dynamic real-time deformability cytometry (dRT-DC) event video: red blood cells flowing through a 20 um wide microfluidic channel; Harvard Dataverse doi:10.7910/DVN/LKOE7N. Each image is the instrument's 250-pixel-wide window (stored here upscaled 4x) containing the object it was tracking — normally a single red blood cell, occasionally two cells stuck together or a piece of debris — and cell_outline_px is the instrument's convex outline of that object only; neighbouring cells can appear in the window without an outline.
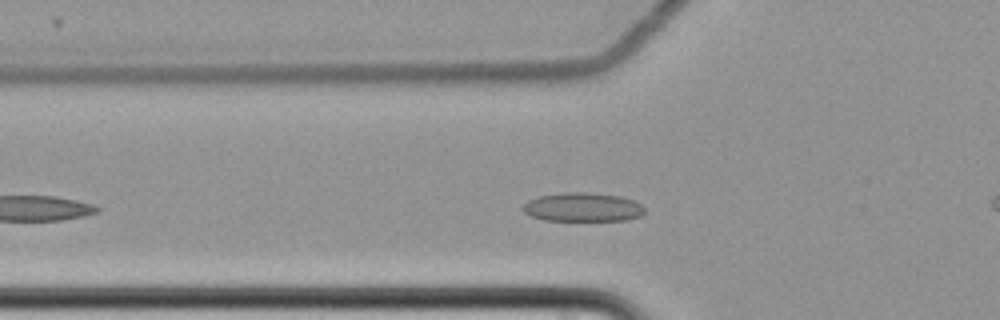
{"species": "common noctule bat (a hibernating species)", "species_latin": "Nyctalus noctula", "temperature_condition": "cold", "stored_images_in_passage": 40, "camera_frame_rate_fps": 3000, "um_per_image_px": 0.085, "animal": {"sex": "female", "body_mass_g": 22.7, "forearm_length_mm": 54.2}, "frame": {"image": 1, "passage_image": 9, "time_ms": 2.667, "image_size_px": [1000, 320], "cell_outline_px": [[644, 212], [640, 216], [628, 220], [544, 220], [532, 216], [524, 212], [520, 208], [528, 200], [540, 196], [564, 192], [588, 192], [620, 196], [632, 200], [640, 204], [644, 208]], "centroid_in_image_um": [49.51, 17.6], "position_along_channel_um": 76.3, "area_um2": 20.4}}
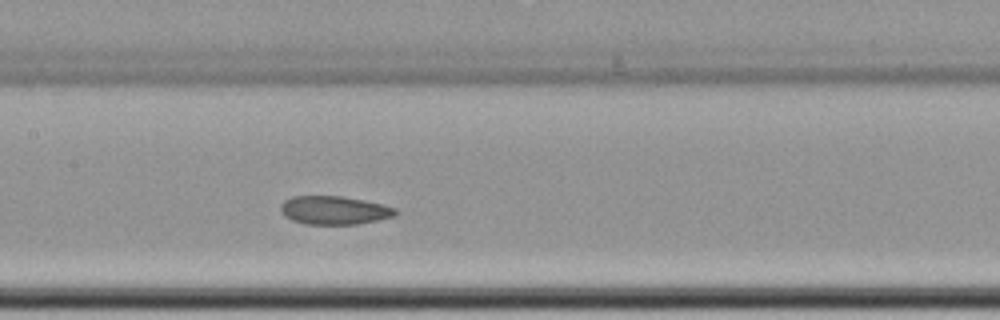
{"frame": {"image": 2, "passage_image": 18, "time_ms": 5.667, "image_size_px": [1000, 320], "cell_outline_px": [[396, 212], [392, 216], [376, 220], [356, 224], [304, 224], [292, 220], [284, 216], [280, 212], [280, 204], [284, 200], [292, 196], [344, 196], [384, 204], [396, 208]], "centroid_in_image_um": [28.35, 17.86], "position_along_channel_um": 179.0, "area_um2": 19.07}}
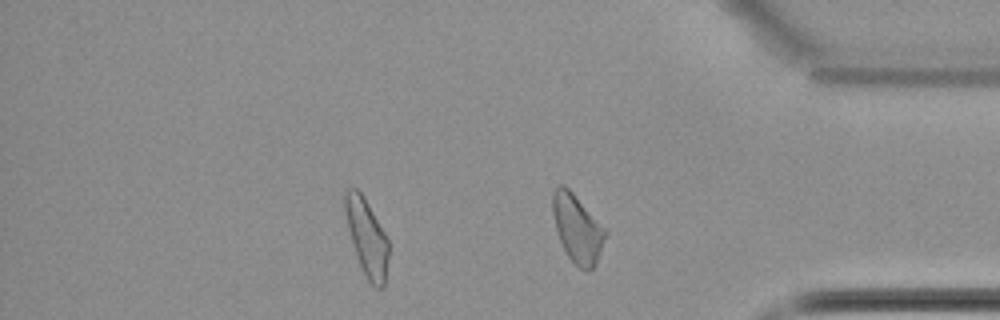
{"frame": {"image": 3, "passage_image": 37, "time_ms": 12.0, "image_size_px": [1000, 320], "cell_outline_px": [[388, 260], [384, 288], [376, 288], [368, 280], [356, 256], [348, 228], [344, 212], [344, 188], [356, 188], [364, 196], [384, 232], [388, 240]], "centroid_in_image_um": [31.16, 20.15], "position_along_channel_um": 404.0, "area_um2": 19.42}, "authors_computed_cell_mechanics": {"area_um2": 19.652, "velocity_mm_per_s": 3.4557, "shape_relaxation_time_tau1_ms": null, "shape_relaxation_time_tau2_ms": 2.7408, "deformation_change_tau1": null, "deformation_change_tau2": 0.0658}}